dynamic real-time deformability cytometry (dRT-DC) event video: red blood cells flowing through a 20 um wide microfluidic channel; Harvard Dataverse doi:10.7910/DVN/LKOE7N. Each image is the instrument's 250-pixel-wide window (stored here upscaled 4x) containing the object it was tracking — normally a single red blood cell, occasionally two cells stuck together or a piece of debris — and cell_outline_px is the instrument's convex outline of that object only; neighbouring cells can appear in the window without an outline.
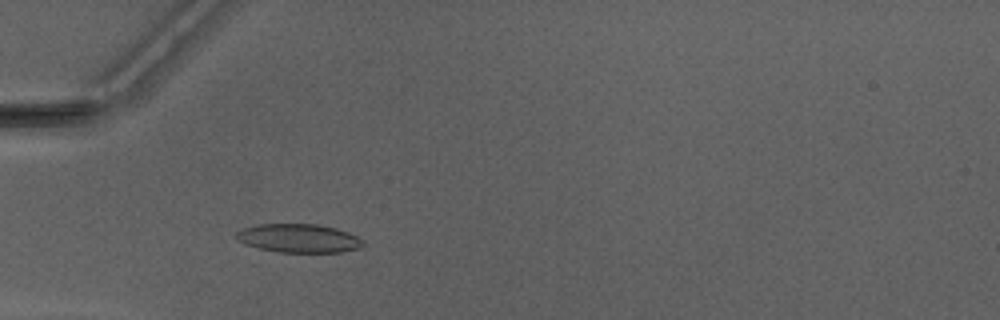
{"species": "Egyptian fruit bat (a non-hibernating species)", "species_latin": "Rousettus aegyptiacus", "temperature_condition": "warm", "stored_images_in_passage": 48, "camera_frame_rate_fps": 3000, "um_per_image_px": 0.085, "animal": {"sex": "male"}, "frame": {"image": 1, "passage_image": 14, "time_ms": 4.333, "image_size_px": [1000, 320], "cell_outline_px": [[364, 244], [360, 248], [340, 252], [276, 252], [244, 244], [236, 236], [236, 232], [244, 228], [260, 224], [316, 224], [336, 228], [348, 232], [364, 240]], "centroid_in_image_um": [25.42, 20.25], "position_along_channel_um": 59.6, "area_um2": 21.04}}
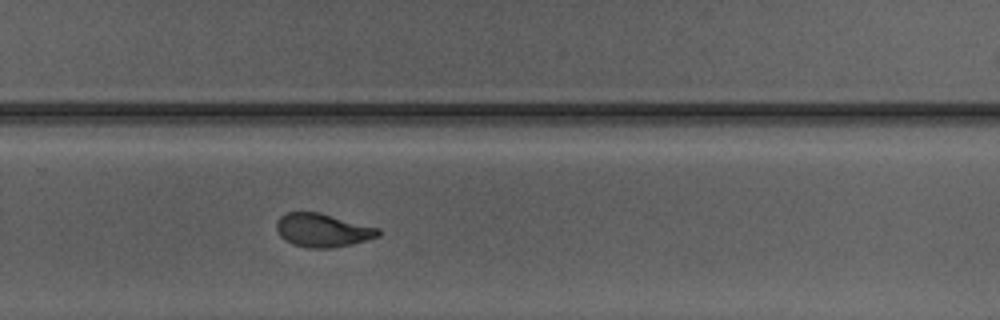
{"frame": {"image": 2, "passage_image": 32, "time_ms": 10.333, "image_size_px": [1000, 320], "cell_outline_px": [[380, 236], [352, 244], [332, 248], [308, 248], [292, 244], [284, 240], [280, 236], [276, 228], [276, 220], [280, 216], [288, 212], [320, 212], [380, 228]], "centroid_in_image_um": [27.42, 19.57], "position_along_channel_um": 302.4, "area_um2": 20.06}}
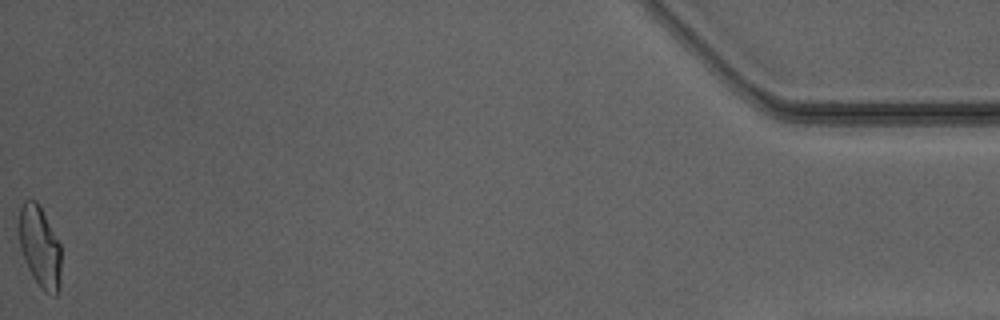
{"frame": {"image": 3, "passage_image": 48, "time_ms": 15.667, "image_size_px": [1000, 320], "cell_outline_px": [[60, 288], [56, 296], [52, 296], [44, 292], [32, 276], [24, 260], [20, 248], [20, 204], [24, 200], [36, 200], [40, 204], [60, 244]], "centroid_in_image_um": [3.4, 21.0], "position_along_channel_um": 431.8, "area_um2": 20.06}, "authors_computed_cell_mechanics": {"area_um2": 20.3745, "velocity_mm_per_s": 4.1648, "shape_relaxation_time_tau1_ms": 4.3553, "shape_relaxation_time_tau2_ms": 1.1612, "deformation_change_tau1": 0.1613, "deformation_change_tau2": 0.0736}}